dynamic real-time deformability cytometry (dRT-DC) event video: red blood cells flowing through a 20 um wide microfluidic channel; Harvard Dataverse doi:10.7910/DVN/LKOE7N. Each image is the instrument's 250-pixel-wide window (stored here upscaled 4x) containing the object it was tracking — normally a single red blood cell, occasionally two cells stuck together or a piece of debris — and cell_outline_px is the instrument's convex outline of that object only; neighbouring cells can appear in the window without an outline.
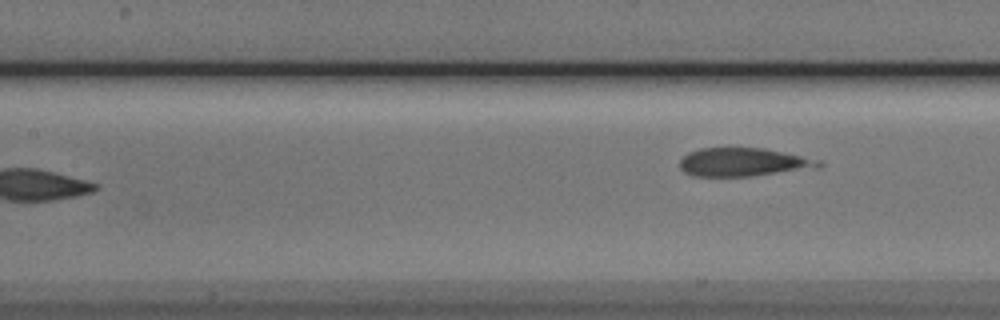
{"species": "Egyptian fruit bat (a non-hibernating species)", "species_latin": "Rousettus aegyptiacus", "temperature_condition": "cold", "stored_images_in_passage": 7, "camera_frame_rate_fps": 3000, "um_per_image_px": 0.085, "animal": {"sex": "male"}, "frame": {"image": 1, "passage_image": 7, "time_ms": 8.0, "image_size_px": [1000, 320], "cell_outline_px": [[824, 164], [820, 168], [752, 176], [692, 176], [684, 172], [680, 168], [680, 160], [688, 152], [700, 148], [764, 148], [820, 160]], "centroid_in_image_um": [63.2, 13.79], "position_along_channel_um": 144.2, "area_um2": 23.12}}